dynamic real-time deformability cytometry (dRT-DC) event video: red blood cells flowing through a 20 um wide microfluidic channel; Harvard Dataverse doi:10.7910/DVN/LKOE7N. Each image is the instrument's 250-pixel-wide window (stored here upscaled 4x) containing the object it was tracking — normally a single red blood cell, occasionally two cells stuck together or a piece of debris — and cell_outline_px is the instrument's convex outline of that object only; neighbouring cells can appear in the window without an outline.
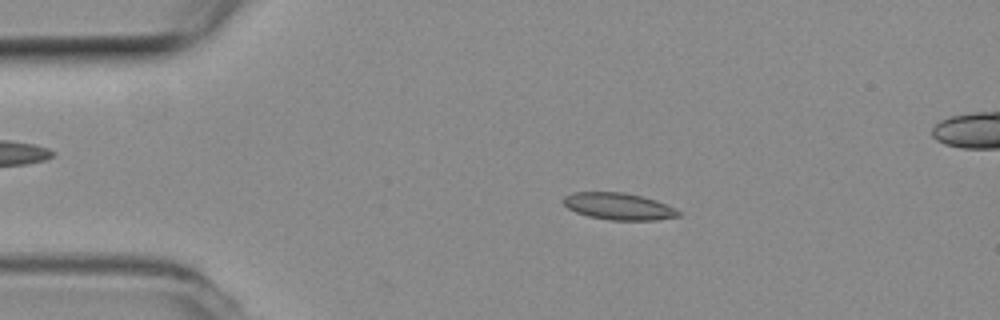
{"species": "common noctule bat (a hibernating species)", "species_latin": "Nyctalus noctula", "temperature_condition": "room temperature", "stored_images_in_passage": 4, "camera_frame_rate_fps": 3000, "um_per_image_px": 0.085, "animal": {"sex": "female", "body_mass_g": 19.3, "forearm_length_mm": 54.1}, "frame": {"image": 1, "passage_image": 2, "time_ms": 0.333, "image_size_px": [1000, 320], "cell_outline_px": [[684, 212], [680, 216], [656, 220], [608, 220], [588, 216], [576, 212], [568, 208], [560, 200], [564, 196], [572, 192], [620, 192], [640, 196], [656, 200]], "centroid_in_image_um": [52.58, 17.54], "position_along_channel_um": 32.4, "area_um2": 18.15}}